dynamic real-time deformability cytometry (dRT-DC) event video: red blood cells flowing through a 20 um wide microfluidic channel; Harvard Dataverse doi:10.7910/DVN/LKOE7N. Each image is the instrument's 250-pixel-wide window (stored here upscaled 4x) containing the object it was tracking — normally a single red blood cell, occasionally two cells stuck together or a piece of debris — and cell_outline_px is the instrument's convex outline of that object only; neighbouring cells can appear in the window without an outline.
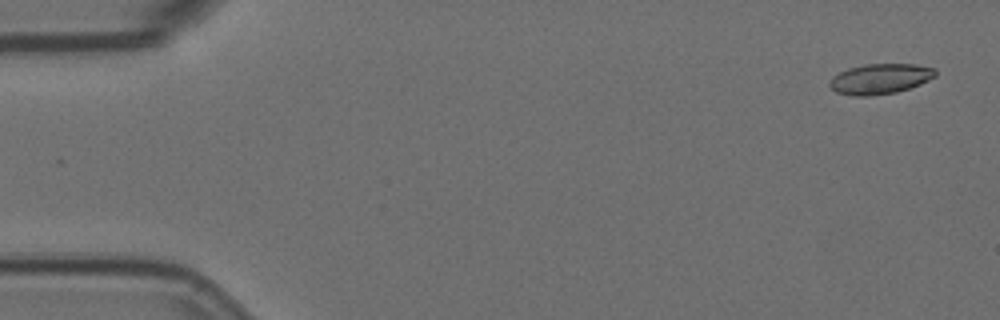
{"species": "Egyptian fruit bat (a non-hibernating species)", "species_latin": "Rousettus aegyptiacus", "temperature_condition": "room temperature", "stored_images_in_passage": 4, "camera_frame_rate_fps": 3000, "um_per_image_px": 0.085, "animal": {"sex": "female"}, "frame": {"image": 1, "passage_image": 1, "time_ms": 0.0, "image_size_px": [1000, 320], "cell_outline_px": [[936, 76], [920, 84], [896, 92], [872, 96], [852, 96], [836, 92], [828, 84], [832, 76], [848, 68], [864, 64], [916, 64], [936, 68]], "centroid_in_image_um": [74.8, 6.7], "position_along_channel_um": 10.2, "area_um2": 18.79}}
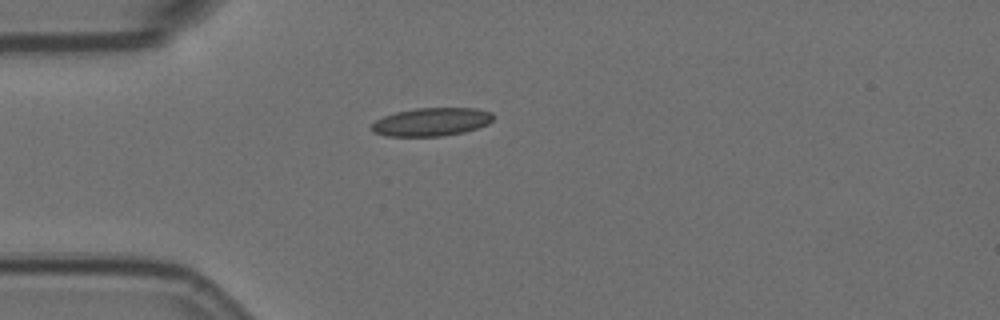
{"frame": {"image": 2, "passage_image": 4, "time_ms": 1.0, "image_size_px": [1000, 320], "cell_outline_px": [[492, 120], [488, 124], [464, 132], [440, 136], [384, 136], [372, 132], [372, 124], [376, 120], [384, 116], [396, 112], [416, 108], [476, 108], [492, 112]], "centroid_in_image_um": [36.66, 10.36], "position_along_channel_um": 48.3, "area_um2": 19.94}}